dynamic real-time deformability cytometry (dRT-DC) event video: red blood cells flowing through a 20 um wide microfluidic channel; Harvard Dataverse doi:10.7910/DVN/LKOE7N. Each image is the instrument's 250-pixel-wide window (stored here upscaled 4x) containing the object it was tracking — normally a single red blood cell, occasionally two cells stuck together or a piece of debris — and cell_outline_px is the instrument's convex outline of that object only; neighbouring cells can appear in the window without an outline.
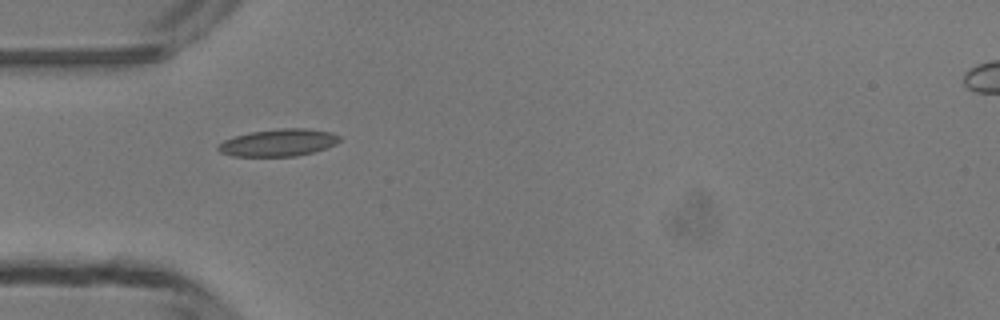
{"species": "common noctule bat (a hibernating species)", "species_latin": "Nyctalus noctula", "temperature_condition": "room temperature", "stored_images_in_passage": 4, "camera_frame_rate_fps": 3000, "um_per_image_px": 0.085, "animal": {"sex": "male", "body_mass_g": 13.3}, "frame": {"image": 1, "passage_image": 1, "time_ms": 0.0, "image_size_px": [1000, 320], "cell_outline_px": [[340, 140], [336, 144], [312, 152], [296, 156], [232, 156], [220, 152], [216, 148], [224, 140], [248, 132], [280, 128], [308, 128], [332, 132], [340, 136]], "centroid_in_image_um": [23.67, 12.11], "position_along_channel_um": 61.3, "area_um2": 19.25}}